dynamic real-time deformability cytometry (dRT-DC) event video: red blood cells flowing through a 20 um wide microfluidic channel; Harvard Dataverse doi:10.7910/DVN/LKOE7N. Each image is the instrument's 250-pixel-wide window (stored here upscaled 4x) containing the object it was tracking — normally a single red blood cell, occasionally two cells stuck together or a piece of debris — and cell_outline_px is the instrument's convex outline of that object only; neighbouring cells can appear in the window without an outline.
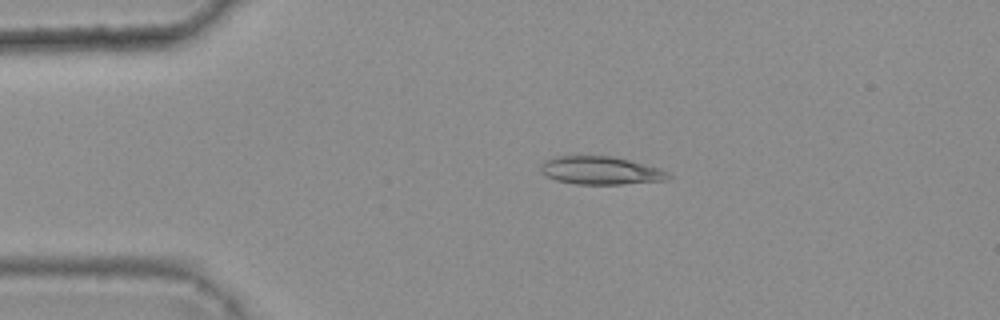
{"species": "common noctule bat (a hibernating species)", "species_latin": "Nyctalus noctula", "temperature_condition": "warm", "stored_images_in_passage": 3, "camera_frame_rate_fps": 3000, "um_per_image_px": 0.085, "animal": {"sex": "female", "body_mass_g": 25.1}, "frame": {"image": 1, "passage_image": 2, "time_ms": 0.333, "image_size_px": [1000, 320], "cell_outline_px": [[672, 176], [668, 180], [620, 184], [576, 184], [556, 180], [544, 176], [540, 172], [540, 164], [544, 160], [556, 156], [612, 156], [660, 168], [668, 172]], "centroid_in_image_um": [51.02, 14.49], "position_along_channel_um": 34.0, "area_um2": 20.98}}